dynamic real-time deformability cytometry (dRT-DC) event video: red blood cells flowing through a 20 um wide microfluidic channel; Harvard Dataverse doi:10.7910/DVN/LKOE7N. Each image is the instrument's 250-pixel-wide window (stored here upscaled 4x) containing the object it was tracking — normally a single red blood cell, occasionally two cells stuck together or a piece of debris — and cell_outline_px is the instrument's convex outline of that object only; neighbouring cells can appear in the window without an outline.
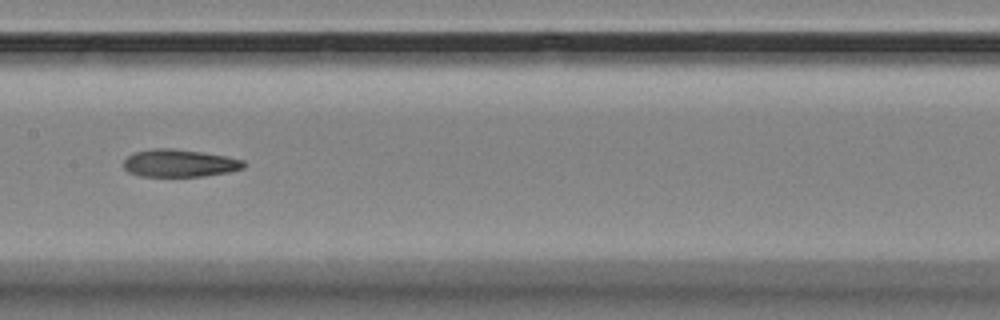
{"species": "Egyptian fruit bat (a non-hibernating species)", "species_latin": "Rousettus aegyptiacus", "temperature_condition": "room temperature", "stored_images_in_passage": 12, "camera_frame_rate_fps": 3000, "um_per_image_px": 0.085, "animal": {"sex": "female"}, "frame": {"image": 1, "passage_image": 9, "time_ms": 9.333, "image_size_px": [1000, 320], "cell_outline_px": [[244, 168], [228, 172], [204, 176], [140, 176], [128, 172], [124, 168], [124, 160], [128, 156], [136, 152], [152, 148], [172, 148], [200, 152], [224, 156], [244, 160]], "centroid_in_image_um": [15.23, 13.87], "position_along_channel_um": 192.2, "area_um2": 19.13}}
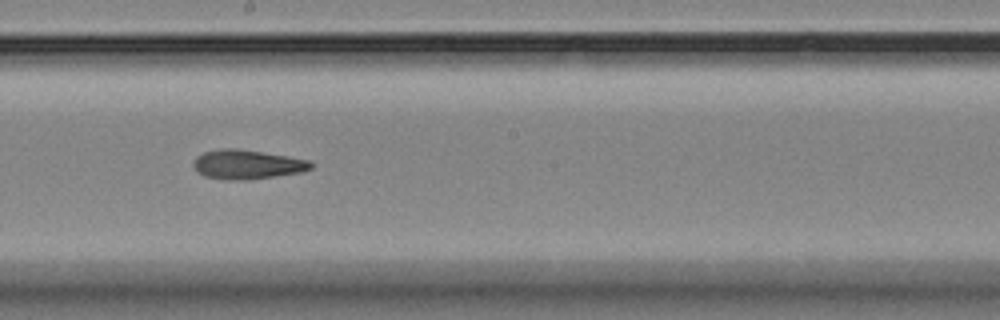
{"frame": {"image": 2, "passage_image": 10, "time_ms": 10.333, "image_size_px": [1000, 320], "cell_outline_px": [[312, 168], [300, 172], [248, 180], [224, 180], [204, 176], [196, 172], [192, 164], [196, 156], [204, 152], [220, 148], [236, 148], [288, 156], [308, 160], [312, 164]], "centroid_in_image_um": [20.94, 13.98], "position_along_channel_um": 227.3, "area_um2": 20.11}}
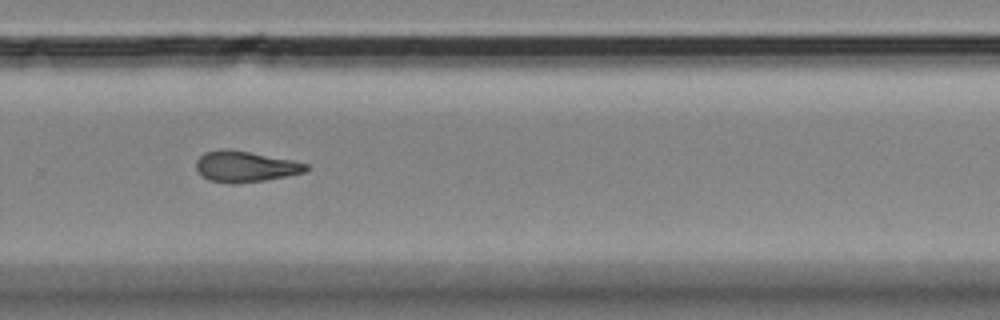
{"frame": {"image": 3, "passage_image": 12, "time_ms": 12.667, "image_size_px": [1000, 320], "cell_outline_px": [[312, 168], [308, 172], [264, 180], [236, 184], [228, 184], [208, 180], [196, 168], [196, 160], [204, 152], [220, 148], [228, 148], [292, 160], [308, 164]], "centroid_in_image_um": [20.87, 14.15], "position_along_channel_um": 308.9, "area_um2": 20.06}}